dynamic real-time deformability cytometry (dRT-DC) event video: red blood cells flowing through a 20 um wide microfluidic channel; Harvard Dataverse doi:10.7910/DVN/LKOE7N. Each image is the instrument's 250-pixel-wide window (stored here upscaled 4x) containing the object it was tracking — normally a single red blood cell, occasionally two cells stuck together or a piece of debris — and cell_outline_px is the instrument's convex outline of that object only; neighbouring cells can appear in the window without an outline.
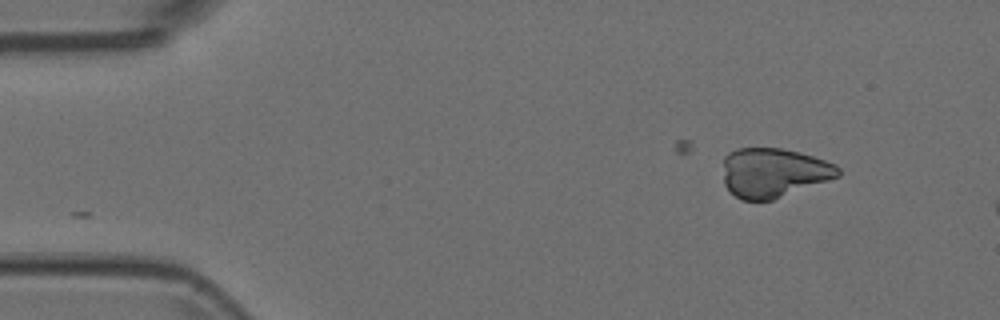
{"species": "Egyptian fruit bat (a non-hibernating species)", "species_latin": "Rousettus aegyptiacus", "temperature_condition": "room temperature", "stored_images_in_passage": 7, "camera_frame_rate_fps": 3000, "um_per_image_px": 0.085, "animal": {"sex": "female"}, "frame": {"image": 1, "passage_image": 1, "time_ms": 0.0, "image_size_px": [1000, 320], "cell_outline_px": [[840, 176], [772, 200], [744, 200], [736, 196], [724, 184], [724, 156], [728, 152], [736, 148], [780, 148], [812, 156], [836, 164], [840, 168]], "centroid_in_image_um": [65.75, 14.67], "position_along_channel_um": 19.3, "area_um2": 32.89}}